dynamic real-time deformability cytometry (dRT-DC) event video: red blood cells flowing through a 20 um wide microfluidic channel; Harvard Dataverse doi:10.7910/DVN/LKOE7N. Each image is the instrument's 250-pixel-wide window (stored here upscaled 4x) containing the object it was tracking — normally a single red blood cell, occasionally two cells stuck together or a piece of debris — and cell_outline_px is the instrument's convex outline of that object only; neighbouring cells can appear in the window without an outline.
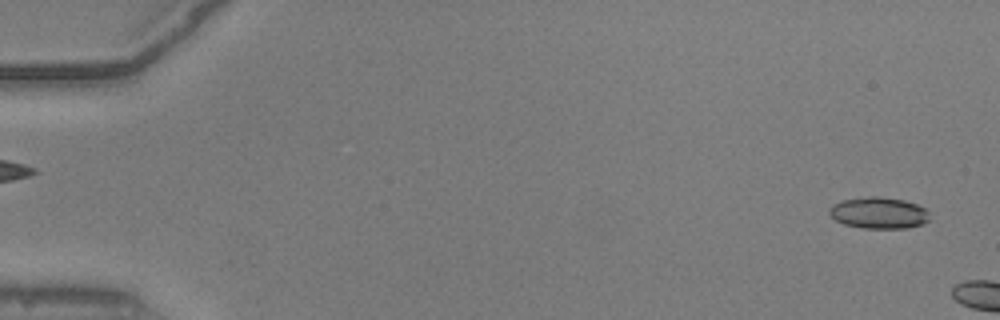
{"species": "common noctule bat (a hibernating species)", "species_latin": "Nyctalus noctula", "temperature_condition": "warm", "stored_images_in_passage": 5, "camera_frame_rate_fps": 3000, "um_per_image_px": 0.085, "animal": {"sex": "male", "body_mass_g": 20.5, "forearm_length_mm": 52.5}, "frame": {"image": 1, "passage_image": 2, "time_ms": 0.333, "image_size_px": [1000, 320], "cell_outline_px": [[928, 220], [924, 224], [908, 228], [860, 228], [844, 224], [836, 220], [828, 212], [828, 208], [832, 204], [844, 200], [868, 196], [880, 196], [904, 200], [916, 204], [924, 208], [928, 212]], "centroid_in_image_um": [74.68, 18.1], "position_along_channel_um": 10.3, "area_um2": 18.44}}